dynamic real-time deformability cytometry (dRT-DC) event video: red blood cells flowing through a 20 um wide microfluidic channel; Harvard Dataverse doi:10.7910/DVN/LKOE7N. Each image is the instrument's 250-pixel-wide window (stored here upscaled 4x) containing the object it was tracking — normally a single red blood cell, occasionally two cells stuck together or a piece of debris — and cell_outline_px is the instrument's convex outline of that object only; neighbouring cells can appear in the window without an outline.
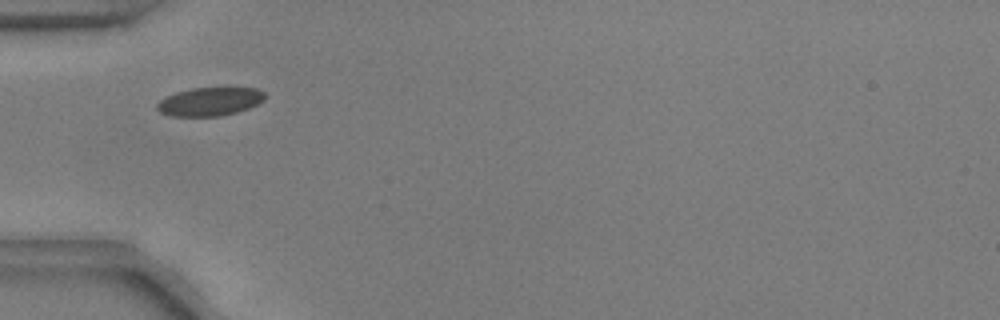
{"species": "common noctule bat (a hibernating species)", "species_latin": "Nyctalus noctula", "temperature_condition": "warm", "stored_images_in_passage": 45, "camera_frame_rate_fps": 3000, "um_per_image_px": 0.085, "animal": {"sex": "male", "body_mass_g": 17.9, "forearm_length_mm": 54.2}, "frame": {"image": 1, "passage_image": 8, "time_ms": 2.333, "image_size_px": [1000, 320], "cell_outline_px": [[264, 100], [248, 108], [236, 112], [220, 116], [172, 116], [160, 112], [156, 108], [156, 104], [160, 100], [176, 92], [192, 88], [256, 88], [264, 92]], "centroid_in_image_um": [17.81, 8.63], "position_along_channel_um": 67.2, "area_um2": 17.69}}
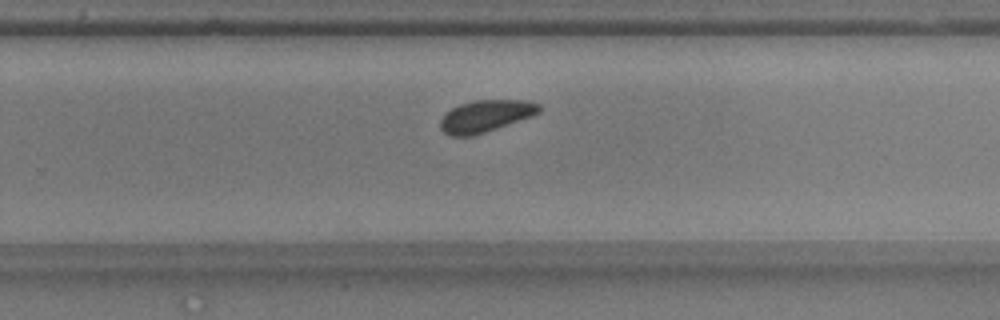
{"frame": {"image": 2, "passage_image": 26, "time_ms": 8.333, "image_size_px": [1000, 320], "cell_outline_px": [[540, 112], [532, 116], [472, 136], [448, 136], [440, 128], [440, 120], [452, 108], [460, 104], [472, 100], [528, 100], [540, 104]], "centroid_in_image_um": [41.28, 9.85], "position_along_channel_um": 288.5, "area_um2": 18.26}}
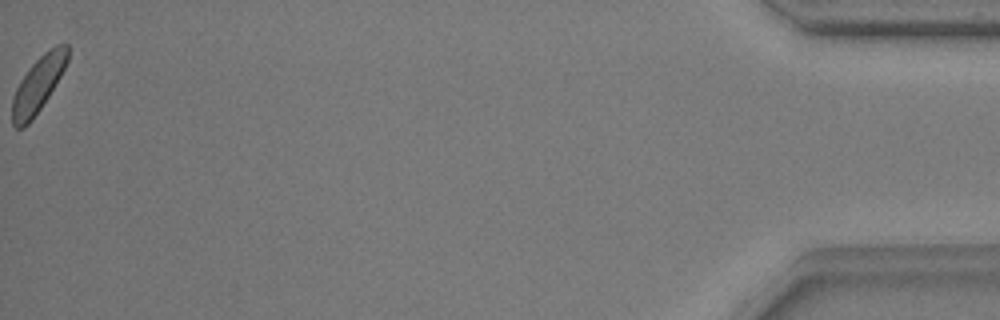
{"frame": {"image": 3, "passage_image": 45, "time_ms": 14.667, "image_size_px": [1000, 320], "cell_outline_px": [[68, 60], [60, 76], [48, 96], [32, 120], [24, 128], [16, 128], [12, 124], [12, 96], [20, 80], [28, 68], [44, 52], [56, 44], [68, 44]], "centroid_in_image_um": [3.21, 7.18], "position_along_channel_um": 432.0, "area_um2": 17.8}, "authors_computed_cell_mechanics": {"area_um2": 18.2648, "velocity_mm_per_s": 3.7058, "shape_relaxation_time_tau1_ms": 2.1763, "shape_relaxation_time_tau2_ms": null, "deformation_change_tau1": 0.0664, "deformation_change_tau2": null}}